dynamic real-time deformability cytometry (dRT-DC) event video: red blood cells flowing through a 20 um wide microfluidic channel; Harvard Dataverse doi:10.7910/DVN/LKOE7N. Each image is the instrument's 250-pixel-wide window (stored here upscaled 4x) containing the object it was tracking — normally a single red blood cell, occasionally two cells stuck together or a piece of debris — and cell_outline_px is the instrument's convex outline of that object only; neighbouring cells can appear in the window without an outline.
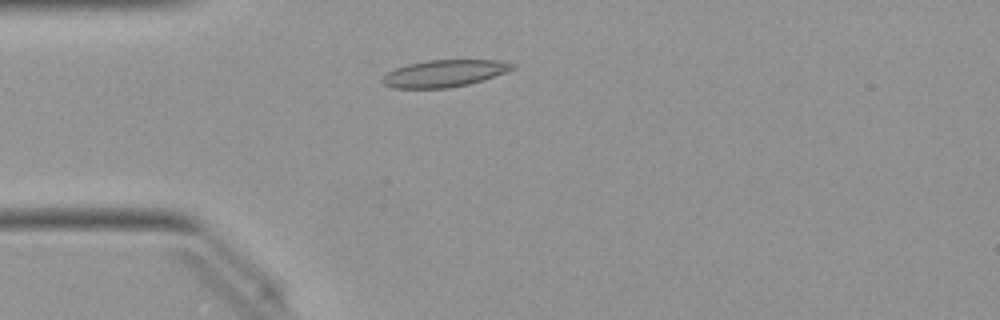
{"species": "Egyptian fruit bat (a non-hibernating species)", "species_latin": "Rousettus aegyptiacus", "temperature_condition": "warm", "stored_images_in_passage": 41, "camera_frame_rate_fps": 3000, "um_per_image_px": 0.085, "animal": {"sex": "female"}, "frame": {"image": 1, "passage_image": 4, "time_ms": 1.0, "image_size_px": [1000, 320], "cell_outline_px": [[516, 68], [484, 80], [468, 84], [448, 88], [392, 88], [384, 84], [380, 80], [388, 72], [396, 68], [408, 64], [428, 60], [500, 60], [516, 64]], "centroid_in_image_um": [37.79, 6.24], "position_along_channel_um": 47.2, "area_um2": 20.46}}
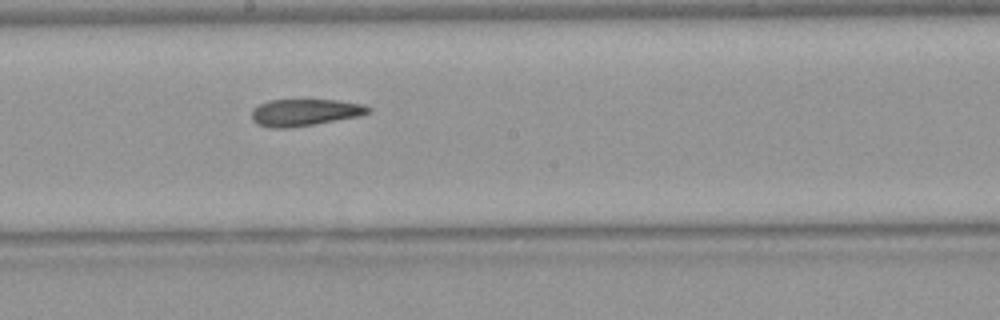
{"frame": {"image": 2, "passage_image": 18, "time_ms": 5.667, "image_size_px": [1000, 320], "cell_outline_px": [[372, 112], [360, 116], [288, 128], [268, 128], [256, 124], [252, 120], [252, 108], [268, 100], [336, 100], [364, 104], [372, 108]], "centroid_in_image_um": [25.9, 9.55], "position_along_channel_um": 222.3, "area_um2": 18.38}}
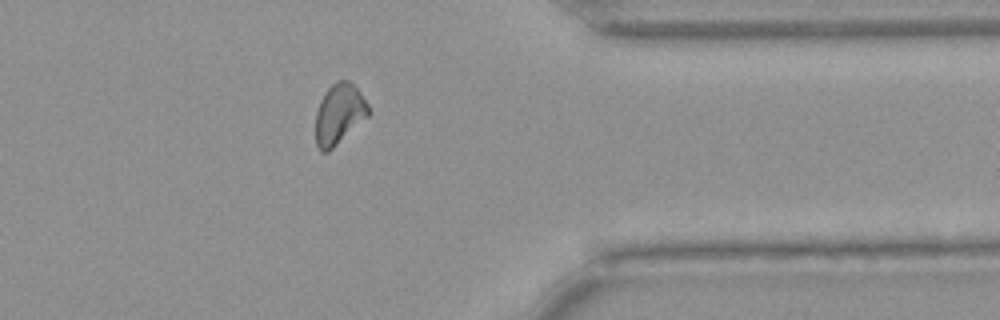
{"frame": {"image": 3, "passage_image": 31, "time_ms": 10.0, "image_size_px": [1000, 320], "cell_outline_px": [[372, 112], [368, 116], [328, 152], [320, 152], [316, 144], [316, 112], [320, 100], [324, 92], [336, 80], [348, 80], [360, 92], [368, 104]], "centroid_in_image_um": [28.82, 9.68], "position_along_channel_um": 382.6, "area_um2": 18.61}, "authors_computed_cell_mechanics": {"area_um2": 18.9584, "velocity_mm_per_s": 4.037, "shape_relaxation_time_tau1_ms": null, "shape_relaxation_time_tau2_ms": 4.7749, "deformation_change_tau1": null, "deformation_change_tau2": 0.1376}}